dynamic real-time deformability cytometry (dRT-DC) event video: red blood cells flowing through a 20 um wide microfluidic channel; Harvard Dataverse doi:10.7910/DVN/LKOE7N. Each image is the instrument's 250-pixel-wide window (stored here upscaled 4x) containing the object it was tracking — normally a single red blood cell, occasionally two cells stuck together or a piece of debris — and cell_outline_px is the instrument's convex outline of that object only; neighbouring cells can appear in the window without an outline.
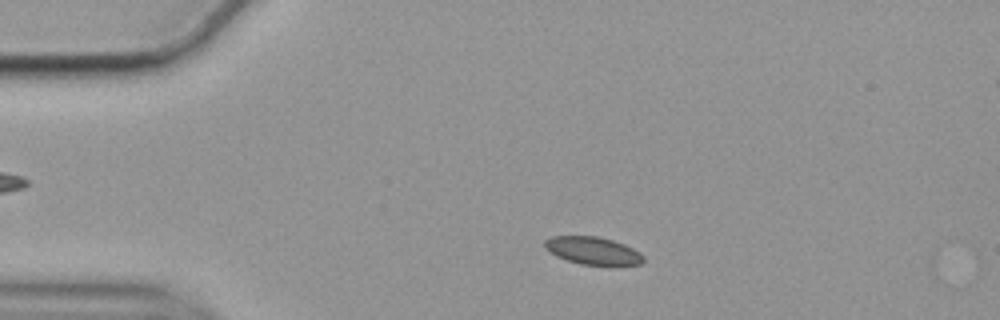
{"species": "common noctule bat (a hibernating species)", "species_latin": "Nyctalus noctula", "temperature_condition": "cold", "stored_images_in_passage": 52, "camera_frame_rate_fps": 3000, "um_per_image_px": 0.085, "animal": {"sex": "female", "body_mass_g": 19.9}, "frame": {"image": 1, "passage_image": 7, "time_ms": 2.0, "image_size_px": [1000, 320], "cell_outline_px": [[644, 260], [640, 264], [616, 268], [608, 268], [580, 264], [556, 256], [548, 252], [544, 248], [544, 240], [552, 236], [596, 236], [612, 240], [624, 244], [640, 252], [644, 256]], "centroid_in_image_um": [50.43, 21.36], "position_along_channel_um": 34.6, "area_um2": 16.7}}
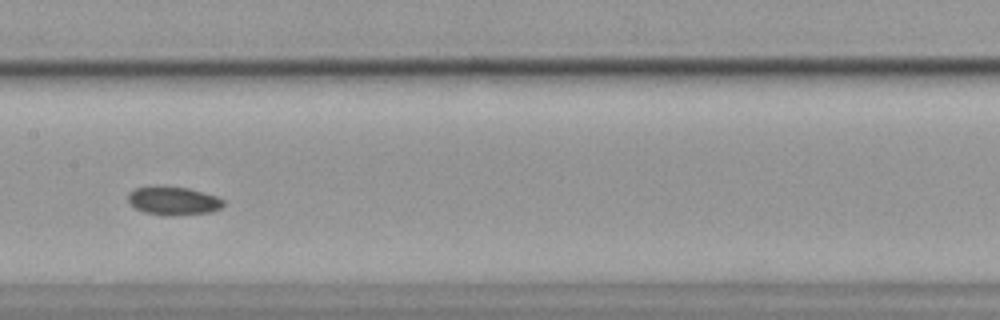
{"frame": {"image": 2, "passage_image": 24, "time_ms": 7.667, "image_size_px": [1000, 320], "cell_outline_px": [[224, 204], [220, 208], [212, 212], [168, 216], [144, 212], [136, 208], [128, 200], [128, 192], [132, 188], [148, 184], [164, 184], [188, 188], [204, 192], [216, 196], [224, 200]], "centroid_in_image_um": [14.68, 17.02], "position_along_channel_um": 192.7, "area_um2": 16.42}}
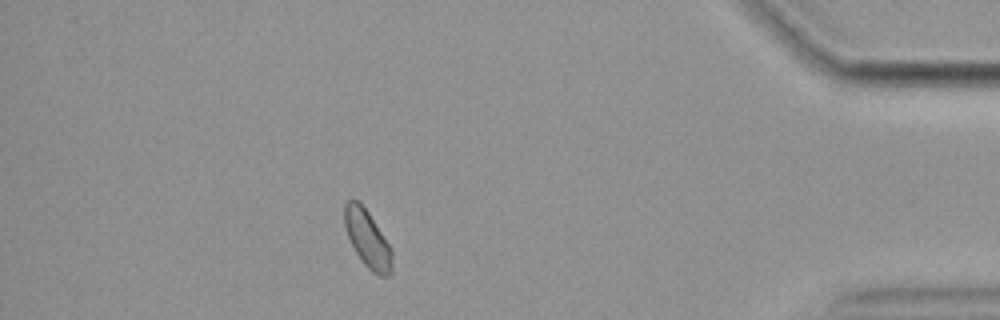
{"frame": {"image": 3, "passage_image": 46, "time_ms": 15.0, "image_size_px": [1000, 320], "cell_outline_px": [[392, 272], [388, 276], [380, 276], [372, 272], [364, 264], [356, 252], [348, 236], [344, 224], [344, 204], [348, 200], [360, 200], [392, 248]], "centroid_in_image_um": [31.25, 20.3], "position_along_channel_um": 404.0, "area_um2": 15.9}, "authors_computed_cell_mechanics": {"area_um2": 16.0395, "velocity_mm_per_s": 3.4994, "shape_relaxation_time_tau1_ms": null, "shape_relaxation_time_tau2_ms": 6.1919, "deformation_change_tau1": null, "deformation_change_tau2": 0.0627}}